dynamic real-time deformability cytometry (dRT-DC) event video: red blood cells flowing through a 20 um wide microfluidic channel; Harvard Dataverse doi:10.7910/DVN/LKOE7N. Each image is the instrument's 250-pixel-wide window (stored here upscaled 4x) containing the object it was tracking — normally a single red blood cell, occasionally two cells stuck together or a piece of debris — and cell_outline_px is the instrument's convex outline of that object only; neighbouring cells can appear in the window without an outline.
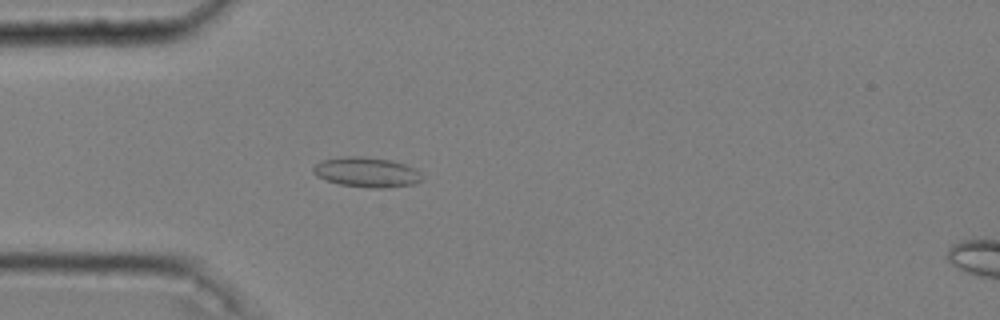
{"species": "common noctule bat (a hibernating species)", "species_latin": "Nyctalus noctula", "temperature_condition": "cold", "stored_images_in_passage": 40, "camera_frame_rate_fps": 3000, "um_per_image_px": 0.085, "animal": {"sex": "male", "body_mass_g": 20.4}, "frame": {"image": 1, "passage_image": 3, "time_ms": 0.667, "image_size_px": [1000, 320], "cell_outline_px": [[420, 180], [416, 184], [388, 188], [368, 188], [340, 184], [316, 176], [312, 172], [312, 168], [320, 160], [348, 156], [360, 156], [388, 160], [404, 164], [412, 168], [420, 176]], "centroid_in_image_um": [31.1, 14.65], "position_along_channel_um": 53.9, "area_um2": 18.73}}
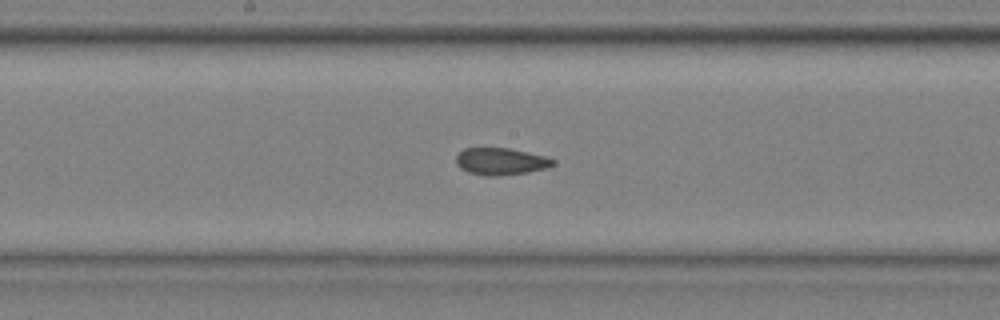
{"frame": {"image": 2, "passage_image": 16, "time_ms": 5.0, "image_size_px": [1000, 320], "cell_outline_px": [[556, 164], [544, 168], [528, 172], [500, 176], [484, 176], [468, 172], [460, 168], [456, 164], [456, 156], [464, 148], [508, 148], [548, 156], [556, 160]], "centroid_in_image_um": [42.58, 13.72], "position_along_channel_um": 205.6, "area_um2": 15.43}}
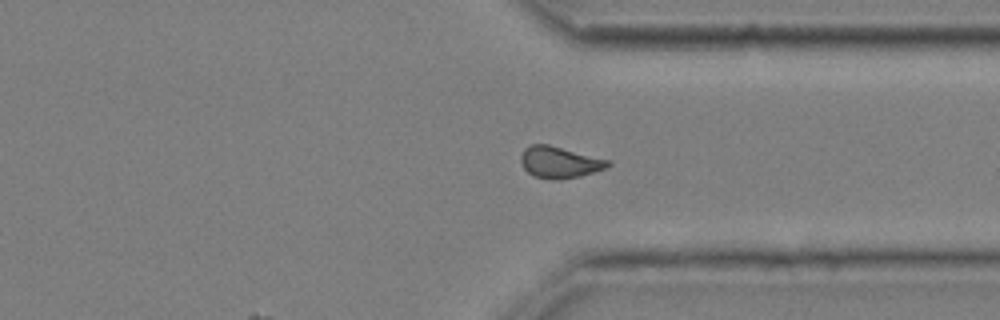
{"frame": {"image": 3, "passage_image": 29, "time_ms": 9.333, "image_size_px": [1000, 320], "cell_outline_px": [[612, 164], [604, 168], [580, 176], [560, 180], [552, 180], [532, 176], [524, 168], [520, 160], [520, 156], [524, 148], [532, 144], [548, 144], [612, 160]], "centroid_in_image_um": [47.56, 13.79], "position_along_channel_um": 363.8, "area_um2": 16.18}, "authors_computed_cell_mechanics": {"area_um2": 15.6927, "velocity_mm_per_s": 3.6393, "shape_relaxation_time_tau1_ms": null, "shape_relaxation_time_tau2_ms": 2.2811, "deformation_change_tau1": null, "deformation_change_tau2": 0.08}}